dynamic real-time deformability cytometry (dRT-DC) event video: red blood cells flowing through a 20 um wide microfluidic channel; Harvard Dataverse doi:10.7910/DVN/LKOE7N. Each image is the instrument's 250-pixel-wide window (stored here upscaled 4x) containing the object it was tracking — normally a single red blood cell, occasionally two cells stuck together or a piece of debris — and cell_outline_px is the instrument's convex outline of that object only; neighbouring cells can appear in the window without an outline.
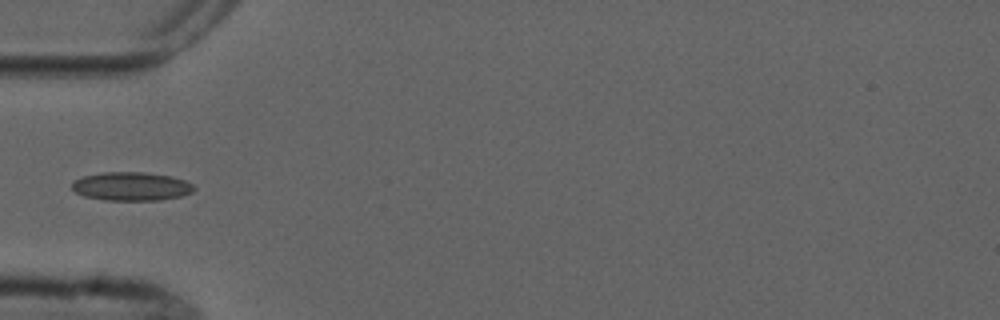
{"species": "common noctule bat (a hibernating species)", "species_latin": "Nyctalus noctula", "temperature_condition": "cold", "stored_images_in_passage": 1, "camera_frame_rate_fps": 3000, "um_per_image_px": 0.085, "animal": {"sex": "male", "forearm_length_mm": 52.5}, "frame": {"image": 1, "passage_image": 1, "time_ms": 0.0, "image_size_px": [1000, 320], "cell_outline_px": [[196, 188], [192, 192], [180, 196], [160, 200], [104, 200], [84, 196], [76, 192], [72, 188], [72, 180], [84, 176], [100, 172], [144, 172], [172, 176], [184, 180], [192, 184]], "centroid_in_image_um": [11.15, 15.83], "position_along_channel_um": 73.9, "area_um2": 20.4}}